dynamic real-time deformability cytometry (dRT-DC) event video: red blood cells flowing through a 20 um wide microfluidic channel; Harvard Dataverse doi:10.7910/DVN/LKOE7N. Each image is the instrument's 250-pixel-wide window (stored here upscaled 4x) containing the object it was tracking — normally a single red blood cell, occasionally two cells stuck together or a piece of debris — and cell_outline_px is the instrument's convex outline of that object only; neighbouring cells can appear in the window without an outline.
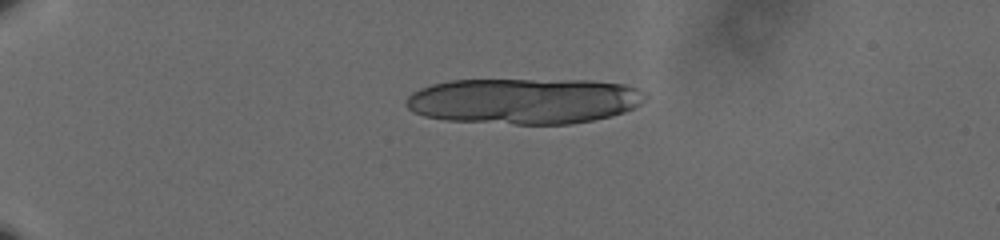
{"species": "human", "species_latin": "Homo sapiens", "temperature_condition": "cold", "stored_images_in_passage": 9, "camera_frame_rate_fps": 3000, "um_per_image_px": 0.085, "donor": {"sex": "male"}, "frame": {"image": 1, "passage_image": 1, "time_ms": 0.0, "image_size_px": [1000, 240], "cell_outline_px": [[648, 96], [640, 104], [624, 112], [612, 116], [572, 124], [516, 124], [444, 120], [424, 116], [408, 108], [408, 96], [412, 92], [420, 88], [432, 84], [448, 80], [588, 80], [624, 84], [636, 88], [644, 92]], "centroid_in_image_um": [44.57, 8.58], "position_along_channel_um": 40.4, "area_um2": 63.98}}